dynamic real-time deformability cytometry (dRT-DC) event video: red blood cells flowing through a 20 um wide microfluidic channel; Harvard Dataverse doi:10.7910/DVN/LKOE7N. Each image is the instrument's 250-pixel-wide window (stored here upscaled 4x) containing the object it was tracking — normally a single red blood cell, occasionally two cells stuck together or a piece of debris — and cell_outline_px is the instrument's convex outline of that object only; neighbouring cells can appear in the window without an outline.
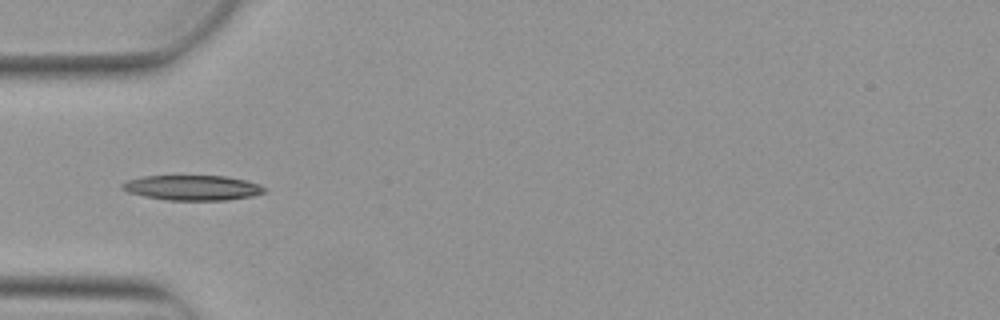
{"species": "Egyptian fruit bat (a non-hibernating species)", "species_latin": "Rousettus aegyptiacus", "temperature_condition": "warm", "stored_images_in_passage": 1, "camera_frame_rate_fps": 3000, "um_per_image_px": 0.085, "animal": {"sex": "female"}, "frame": {"image": 1, "passage_image": 1, "time_ms": 0.0, "image_size_px": [1000, 320], "cell_outline_px": [[268, 188], [264, 192], [252, 196], [228, 200], [168, 200], [144, 196], [128, 192], [120, 188], [120, 184], [128, 180], [144, 176], [224, 176], [244, 180], [260, 184]], "centroid_in_image_um": [16.36, 15.96], "position_along_channel_um": 68.6, "area_um2": 20.75}}